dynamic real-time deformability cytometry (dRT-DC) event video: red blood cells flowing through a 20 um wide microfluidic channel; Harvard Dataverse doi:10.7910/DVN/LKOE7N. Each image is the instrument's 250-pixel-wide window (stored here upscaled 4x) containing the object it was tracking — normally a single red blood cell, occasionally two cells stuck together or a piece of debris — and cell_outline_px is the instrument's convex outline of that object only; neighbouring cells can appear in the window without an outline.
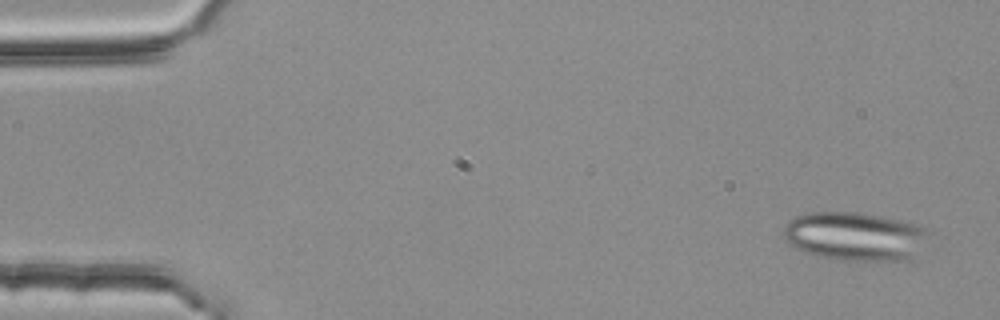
{"species": "common noctule bat (a hibernating species)", "species_latin": "Nyctalus noctula", "temperature_condition": "room temperature", "stored_images_in_passage": 4, "camera_frame_rate_fps": 3000, "um_per_image_px": 0.085, "animal": {"sex": "female", "body_mass_g": 25.1}, "frame": {"image": 1, "passage_image": 1, "time_ms": 0.0, "image_size_px": [1000, 320], "cell_outline_px": [[928, 232], [916, 260], [840, 260], [820, 256], [804, 252], [796, 248], [784, 236], [784, 224], [788, 220], [796, 216], [808, 212], [856, 212], [880, 216], [900, 220], [916, 224], [928, 228]], "centroid_in_image_um": [72.7, 20.09], "position_along_channel_um": 12.3, "area_um2": 41.21}}